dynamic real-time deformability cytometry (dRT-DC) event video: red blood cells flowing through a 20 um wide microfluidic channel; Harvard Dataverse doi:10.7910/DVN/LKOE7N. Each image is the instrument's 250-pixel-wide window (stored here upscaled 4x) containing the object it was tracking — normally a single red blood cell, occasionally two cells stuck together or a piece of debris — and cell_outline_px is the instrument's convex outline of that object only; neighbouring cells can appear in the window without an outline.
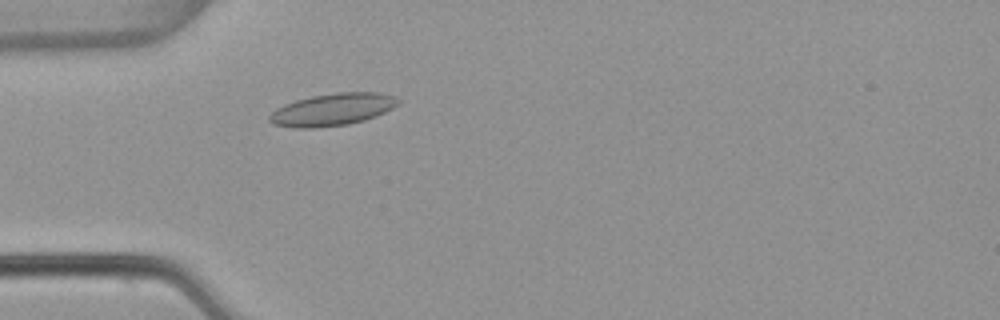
{"species": "common noctule bat (a hibernating species)", "species_latin": "Nyctalus noctula", "temperature_condition": "warm", "stored_images_in_passage": 1, "camera_frame_rate_fps": 3000, "um_per_image_px": 0.085, "animal": {"sex": "female", "body_mass_g": 22.7, "forearm_length_mm": 54.2}, "frame": {"image": 1, "passage_image": 1, "time_ms": 0.0, "image_size_px": [1000, 320], "cell_outline_px": [[400, 104], [376, 116], [364, 120], [348, 124], [312, 128], [292, 128], [272, 124], [268, 120], [268, 116], [276, 108], [284, 104], [296, 100], [312, 96], [336, 92], [380, 92], [392, 96], [400, 100]], "centroid_in_image_um": [28.23, 9.31], "position_along_channel_um": 56.8, "area_um2": 24.28}}